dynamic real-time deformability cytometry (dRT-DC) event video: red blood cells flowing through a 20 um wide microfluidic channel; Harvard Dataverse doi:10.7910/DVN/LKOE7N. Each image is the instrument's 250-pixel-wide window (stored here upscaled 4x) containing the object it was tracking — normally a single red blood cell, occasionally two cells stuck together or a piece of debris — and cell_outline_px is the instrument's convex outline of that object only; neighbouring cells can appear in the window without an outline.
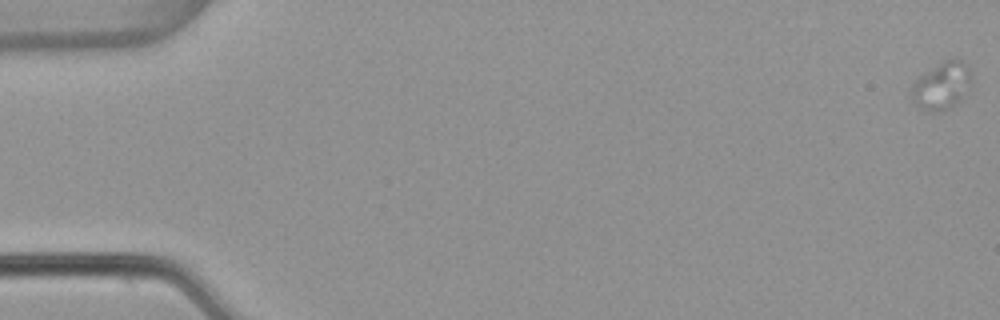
{"species": "common noctule bat (a hibernating species)", "species_latin": "Nyctalus noctula", "temperature_condition": "warm", "stored_images_in_passage": 30, "camera_frame_rate_fps": 3000, "um_per_image_px": 0.085, "animal": {"sex": "female", "body_mass_g": 22.7, "forearm_length_mm": 54.2}, "frame": {"image": 1, "passage_image": 1, "time_ms": 0.0, "image_size_px": [1000, 320], "cell_outline_px": [[972, 84], [968, 92], [956, 104], [940, 112], [924, 112], [916, 108], [912, 100], [912, 84], [924, 72], [944, 60], [952, 56], [968, 64], [972, 76]], "centroid_in_image_um": [80.07, 7.29], "position_along_channel_um": 4.9, "area_um2": 17.22}}
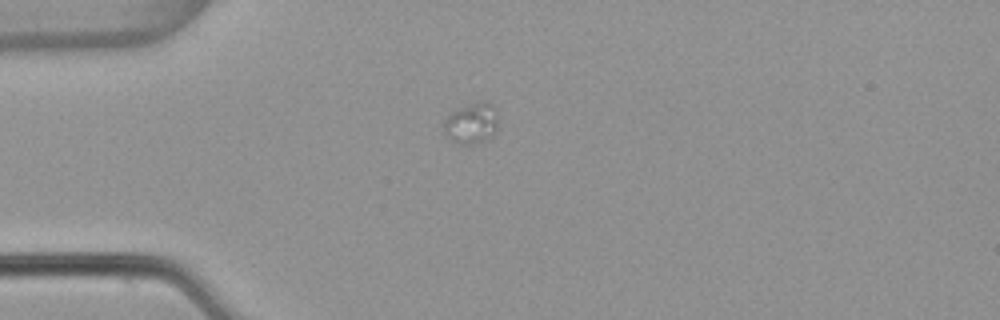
{"frame": {"image": 2, "passage_image": 16, "time_ms": 5.0, "image_size_px": [1000, 320], "cell_outline_px": [[496, 132], [488, 140], [476, 144], [460, 144], [452, 140], [444, 132], [440, 124], [456, 108], [476, 100], [488, 100], [496, 108]], "centroid_in_image_um": [40.07, 10.44], "position_along_channel_um": 44.9, "area_um2": 13.47}}